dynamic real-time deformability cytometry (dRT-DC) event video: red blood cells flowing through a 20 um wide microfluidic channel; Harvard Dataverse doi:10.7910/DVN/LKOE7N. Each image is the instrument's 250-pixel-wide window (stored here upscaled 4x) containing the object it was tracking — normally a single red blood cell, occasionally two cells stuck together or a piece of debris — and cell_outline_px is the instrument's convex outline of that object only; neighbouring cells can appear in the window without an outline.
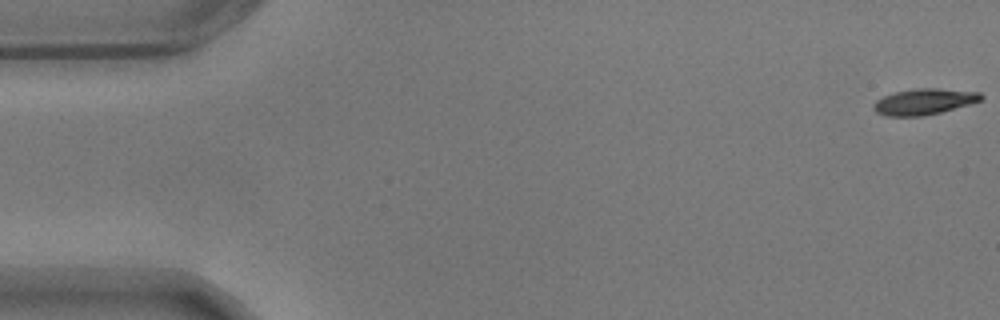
{"species": "common noctule bat (a hibernating species)", "species_latin": "Nyctalus noctula", "temperature_condition": "warm", "stored_images_in_passage": 58, "camera_frame_rate_fps": 3000, "um_per_image_px": 0.085, "animal": {"sex": "male", "body_mass_g": 17.9}, "frame": {"image": 1, "passage_image": 1, "time_ms": 0.0, "image_size_px": [1000, 320], "cell_outline_px": [[984, 96], [980, 100], [968, 104], [940, 112], [924, 116], [884, 116], [876, 112], [872, 108], [872, 104], [876, 100], [884, 96], [896, 92], [916, 88], [936, 88], [980, 92]], "centroid_in_image_um": [78.5, 8.64], "position_along_channel_um": 6.5, "area_um2": 16.18}}
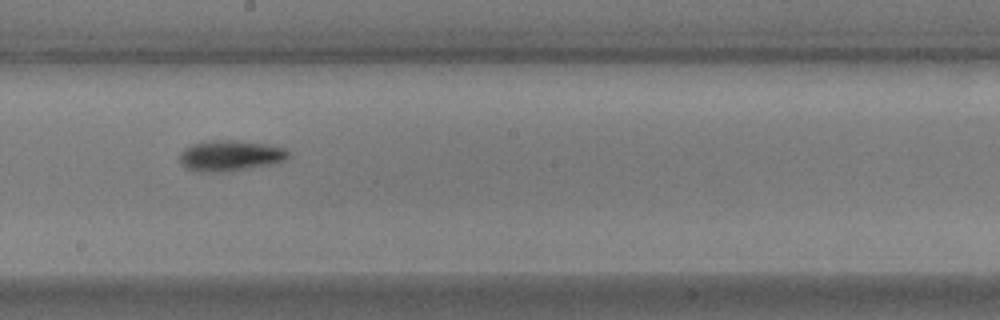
{"frame": {"image": 2, "passage_image": 32, "time_ms": 10.333, "image_size_px": [1000, 320], "cell_outline_px": [[292, 156], [284, 160], [268, 164], [244, 168], [204, 172], [188, 168], [180, 160], [180, 152], [184, 148], [192, 144], [208, 140], [236, 140], [268, 144], [284, 148]], "centroid_in_image_um": [19.58, 13.18], "position_along_channel_um": 228.6, "area_um2": 18.9}}
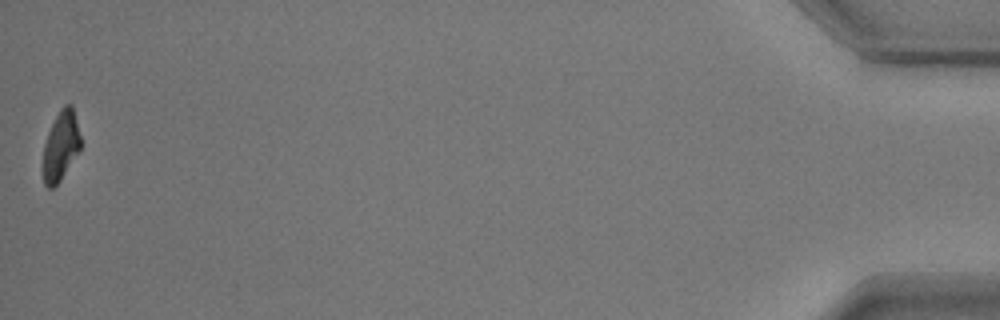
{"frame": {"image": 3, "passage_image": 58, "time_ms": 19.0, "image_size_px": [1000, 320], "cell_outline_px": [[80, 148], [60, 180], [52, 188], [48, 188], [44, 184], [44, 144], [48, 132], [60, 108], [64, 104], [72, 104], [80, 136]], "centroid_in_image_um": [5.16, 12.36], "position_along_channel_um": 430.0, "area_um2": 14.74}, "authors_computed_cell_mechanics": {"area_um2": 16.9354, "velocity_mm_per_s": 3.4622, "shape_relaxation_time_tau1_ms": 2.7299, "shape_relaxation_time_tau2_ms": 5.6804, "deformation_change_tau1": 0.1366, "deformation_change_tau2": 0.1189}}